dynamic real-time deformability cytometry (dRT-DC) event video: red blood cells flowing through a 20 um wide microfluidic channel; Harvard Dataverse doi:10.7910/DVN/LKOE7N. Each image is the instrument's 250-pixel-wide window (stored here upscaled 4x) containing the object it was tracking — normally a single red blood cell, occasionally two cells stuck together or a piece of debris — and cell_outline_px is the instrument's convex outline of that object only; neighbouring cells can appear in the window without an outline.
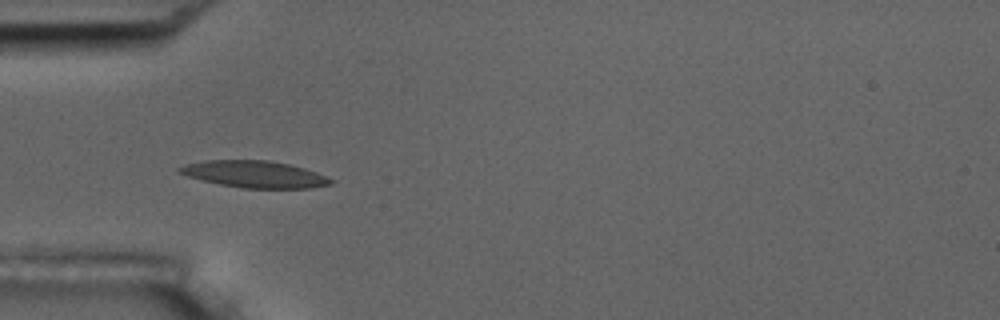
{"species": "common noctule bat (a hibernating species)", "species_latin": "Nyctalus noctula", "temperature_condition": "room temperature", "stored_images_in_passage": 10, "camera_frame_rate_fps": 3000, "um_per_image_px": 0.085, "animal": {"sex": "male", "body_mass_g": 17.5, "forearm_length_mm": 52.3}, "frame": {"image": 1, "passage_image": 4, "time_ms": 3.333, "image_size_px": [1000, 320], "cell_outline_px": [[336, 180], [332, 184], [312, 188], [244, 188], [220, 184], [200, 180], [176, 172], [176, 168], [184, 164], [204, 160], [268, 160], [288, 164], [304, 168], [316, 172]], "centroid_in_image_um": [21.62, 14.81], "position_along_channel_um": 63.4, "area_um2": 23.81}}
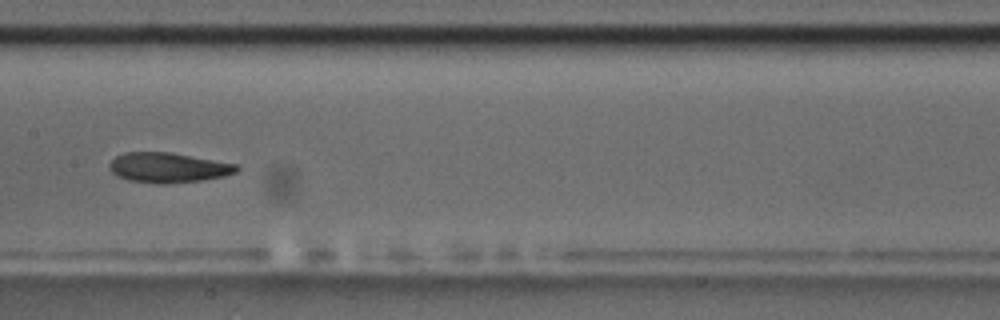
{"frame": {"image": 2, "passage_image": 7, "time_ms": 7.0, "image_size_px": [1000, 320], "cell_outline_px": [[240, 168], [236, 172], [224, 176], [200, 180], [164, 184], [156, 184], [128, 180], [116, 176], [108, 168], [108, 164], [116, 156], [124, 152], [172, 152], [236, 164]], "centroid_in_image_um": [14.25, 14.24], "position_along_channel_um": 193.1, "area_um2": 22.31}}